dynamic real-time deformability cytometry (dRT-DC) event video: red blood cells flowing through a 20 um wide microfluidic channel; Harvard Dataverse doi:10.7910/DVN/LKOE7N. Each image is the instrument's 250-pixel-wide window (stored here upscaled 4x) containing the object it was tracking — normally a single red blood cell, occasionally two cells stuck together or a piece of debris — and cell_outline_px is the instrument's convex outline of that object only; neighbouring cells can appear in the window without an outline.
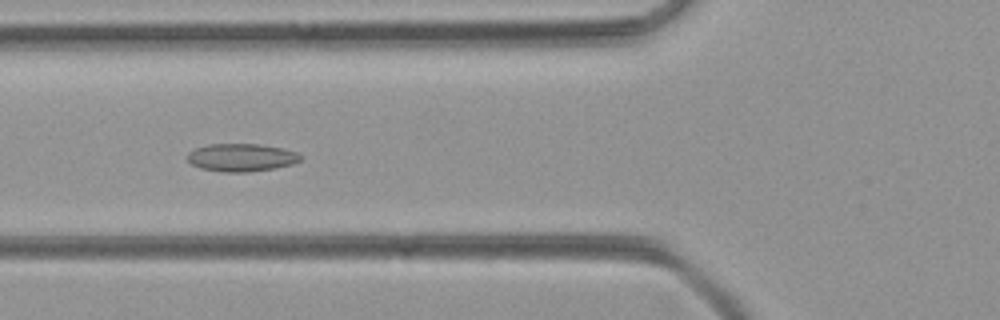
{"species": "common noctule bat (a hibernating species)", "species_latin": "Nyctalus noctula", "temperature_condition": "room temperature", "stored_images_in_passage": 50, "camera_frame_rate_fps": 3000, "um_per_image_px": 0.085, "animal": {"sex": "female", "body_mass_g": 21.9}, "frame": {"image": 1, "passage_image": 18, "time_ms": 5.667, "image_size_px": [1000, 320], "cell_outline_px": [[304, 156], [300, 160], [292, 164], [276, 168], [248, 172], [220, 172], [200, 168], [192, 164], [188, 160], [188, 152], [196, 148], [208, 144], [260, 144], [284, 148], [296, 152]], "centroid_in_image_um": [20.54, 13.39], "position_along_channel_um": 105.3, "area_um2": 18.5}}
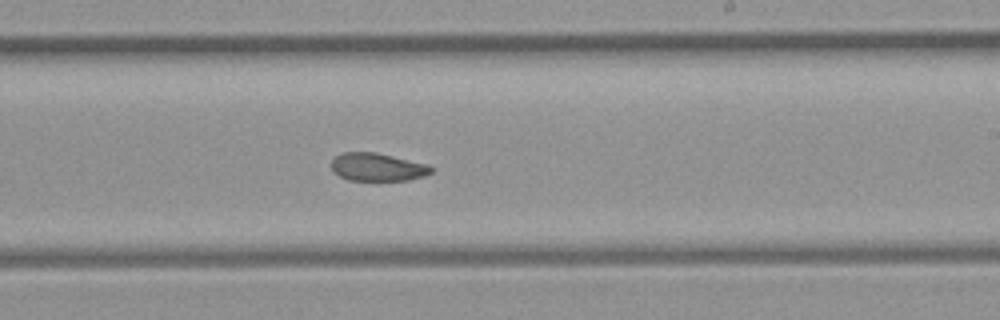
{"frame": {"image": 2, "passage_image": 29, "time_ms": 9.333, "image_size_px": [1000, 320], "cell_outline_px": [[432, 172], [424, 176], [408, 180], [348, 180], [340, 176], [332, 168], [332, 160], [340, 152], [376, 152], [428, 164], [432, 168]], "centroid_in_image_um": [32.09, 14.19], "position_along_channel_um": 256.9, "area_um2": 16.18}}
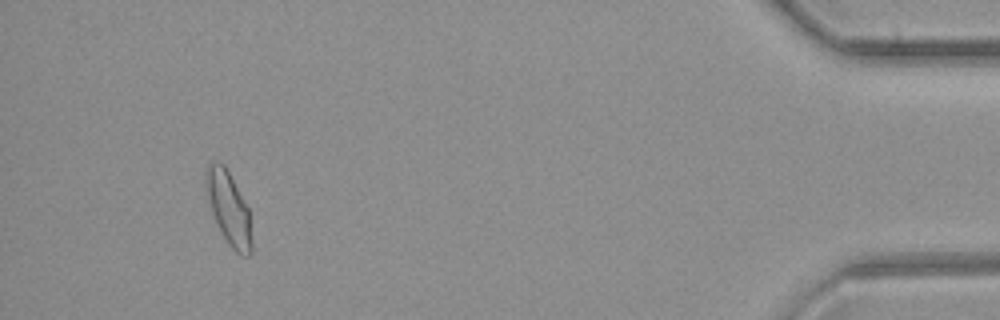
{"frame": {"image": 3, "passage_image": 46, "time_ms": 15.0, "image_size_px": [1000, 320], "cell_outline_px": [[252, 252], [248, 256], [240, 256], [228, 244], [212, 212], [204, 184], [204, 172], [208, 164], [216, 160], [224, 164], [244, 200], [248, 208], [252, 244]], "centroid_in_image_um": [19.43, 17.67], "position_along_channel_um": 415.8, "area_um2": 19.31}}